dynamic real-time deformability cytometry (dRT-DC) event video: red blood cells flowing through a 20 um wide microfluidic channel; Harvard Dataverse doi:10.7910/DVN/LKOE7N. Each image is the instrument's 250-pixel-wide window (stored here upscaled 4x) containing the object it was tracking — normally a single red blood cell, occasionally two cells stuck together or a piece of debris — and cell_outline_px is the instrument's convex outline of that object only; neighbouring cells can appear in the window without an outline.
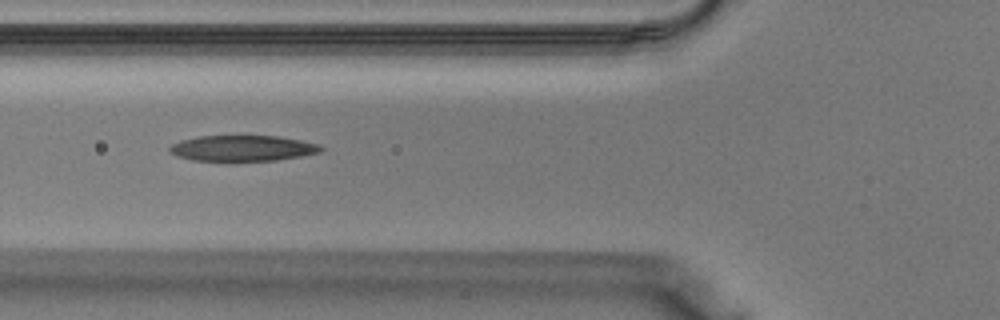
{"species": "Egyptian fruit bat (a non-hibernating species)", "species_latin": "Rousettus aegyptiacus", "temperature_condition": "warm", "stored_images_in_passage": 27, "camera_frame_rate_fps": 3000, "um_per_image_px": 0.085, "animal": {"sex": "male"}, "frame": {"image": 1, "passage_image": 5, "time_ms": 1.333, "image_size_px": [1000, 320], "cell_outline_px": [[324, 148], [320, 152], [300, 156], [276, 160], [192, 160], [176, 156], [168, 152], [168, 148], [172, 144], [180, 140], [200, 136], [280, 136], [320, 144]], "centroid_in_image_um": [20.6, 12.59], "position_along_channel_um": 105.2, "area_um2": 22.6}}
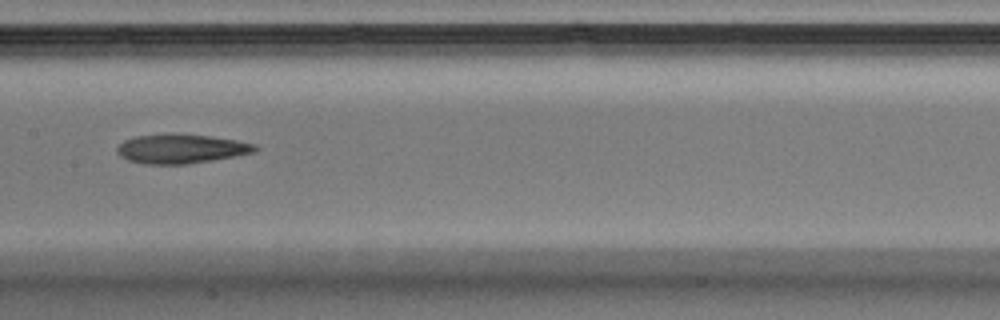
{"frame": {"image": 2, "passage_image": 10, "time_ms": 3.0, "image_size_px": [1000, 320], "cell_outline_px": [[260, 148], [256, 152], [236, 156], [188, 164], [144, 164], [128, 160], [120, 156], [116, 152], [116, 148], [124, 140], [136, 136], [172, 132], [212, 136], [236, 140], [256, 144]], "centroid_in_image_um": [15.41, 12.63], "position_along_channel_um": 192.0, "area_um2": 23.99}}
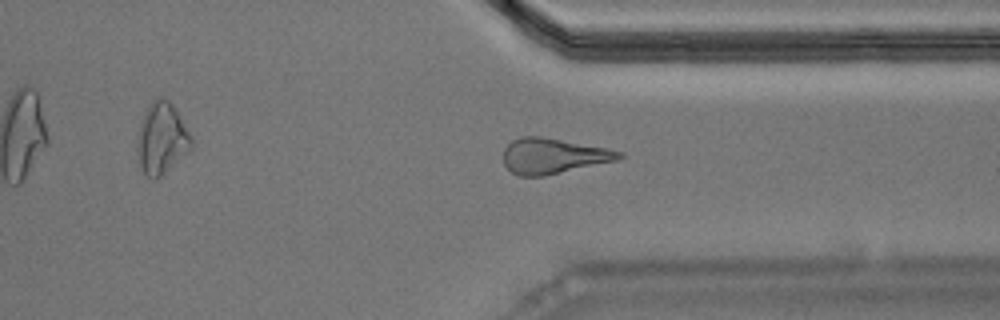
{"frame": {"image": 3, "passage_image": 20, "time_ms": 6.333, "image_size_px": [1000, 320], "cell_outline_px": [[624, 156], [616, 160], [544, 176], [520, 176], [512, 172], [504, 164], [504, 148], [512, 140], [520, 136], [540, 136], [608, 148], [624, 152]], "centroid_in_image_um": [47.01, 13.24], "position_along_channel_um": 364.4, "area_um2": 23.76}}